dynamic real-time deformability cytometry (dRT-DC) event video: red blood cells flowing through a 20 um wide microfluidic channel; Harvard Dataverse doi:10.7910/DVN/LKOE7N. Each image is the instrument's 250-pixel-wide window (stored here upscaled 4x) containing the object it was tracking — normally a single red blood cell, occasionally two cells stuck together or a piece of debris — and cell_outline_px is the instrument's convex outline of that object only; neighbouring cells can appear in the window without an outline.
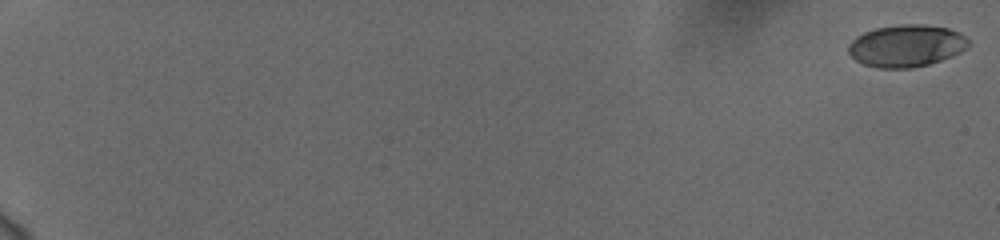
{"species": "human", "species_latin": "Homo sapiens", "temperature_condition": "cold", "stored_images_in_passage": 18, "camera_frame_rate_fps": 3000, "um_per_image_px": 0.085, "donor": {"sex": "female"}, "frame": {"image": 1, "passage_image": 1, "time_ms": 0.0, "image_size_px": [1000, 240], "cell_outline_px": [[972, 44], [968, 48], [952, 56], [928, 64], [912, 68], [880, 68], [864, 64], [856, 60], [848, 52], [848, 44], [856, 36], [864, 32], [876, 28], [900, 24], [924, 24], [948, 28], [960, 32]], "centroid_in_image_um": [77.06, 3.88], "position_along_channel_um": 7.9, "area_um2": 29.59}}